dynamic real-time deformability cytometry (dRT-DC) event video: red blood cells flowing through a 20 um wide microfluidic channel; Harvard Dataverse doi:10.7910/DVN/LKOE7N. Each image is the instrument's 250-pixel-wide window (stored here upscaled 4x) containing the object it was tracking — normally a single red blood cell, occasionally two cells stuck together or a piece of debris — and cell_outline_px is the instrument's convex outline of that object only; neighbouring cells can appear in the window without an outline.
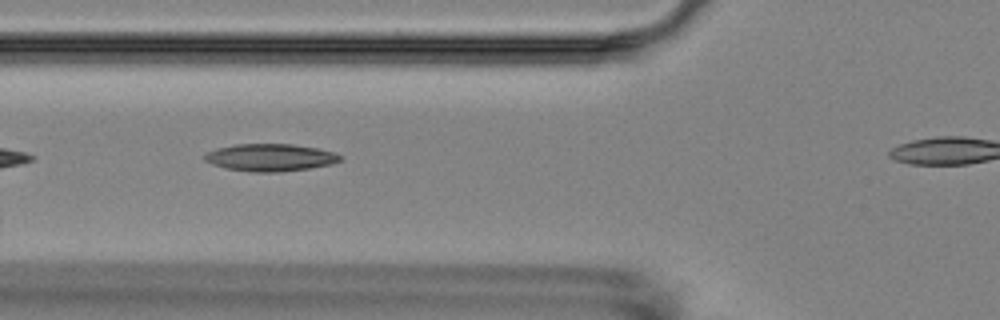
{"species": "Egyptian fruit bat (a non-hibernating species)", "species_latin": "Rousettus aegyptiacus", "temperature_condition": "room temperature", "stored_images_in_passage": 7, "camera_frame_rate_fps": 3000, "um_per_image_px": 0.085, "animal": {"sex": "female"}, "frame": {"image": 1, "passage_image": 5, "time_ms": 4.667, "image_size_px": [1000, 320], "cell_outline_px": [[340, 160], [332, 164], [308, 168], [280, 172], [252, 172], [224, 168], [212, 164], [204, 160], [204, 156], [208, 152], [216, 148], [236, 144], [292, 144], [316, 148], [332, 152], [340, 156]], "centroid_in_image_um": [22.92, 13.39], "position_along_channel_um": 102.9, "area_um2": 21.44}}
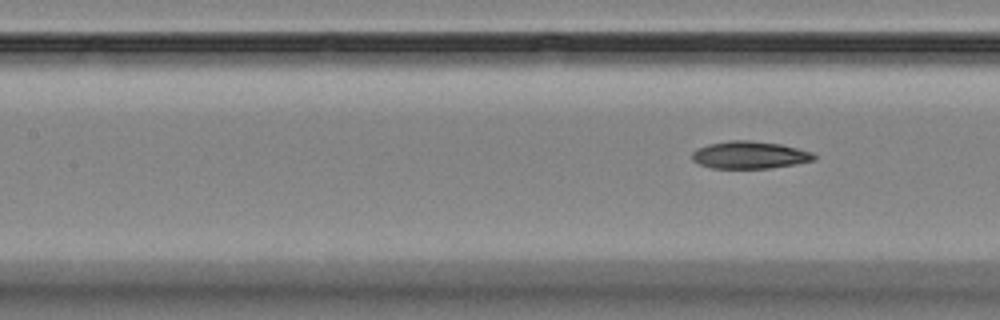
{"frame": {"image": 2, "passage_image": 7, "time_ms": 8.0, "image_size_px": [1000, 320], "cell_outline_px": [[816, 160], [796, 164], [768, 168], [712, 168], [700, 164], [692, 160], [692, 152], [696, 148], [708, 144], [728, 140], [748, 140], [780, 144], [812, 152], [816, 156]], "centroid_in_image_um": [63.71, 13.17], "position_along_channel_um": 143.7, "area_um2": 19.48}}